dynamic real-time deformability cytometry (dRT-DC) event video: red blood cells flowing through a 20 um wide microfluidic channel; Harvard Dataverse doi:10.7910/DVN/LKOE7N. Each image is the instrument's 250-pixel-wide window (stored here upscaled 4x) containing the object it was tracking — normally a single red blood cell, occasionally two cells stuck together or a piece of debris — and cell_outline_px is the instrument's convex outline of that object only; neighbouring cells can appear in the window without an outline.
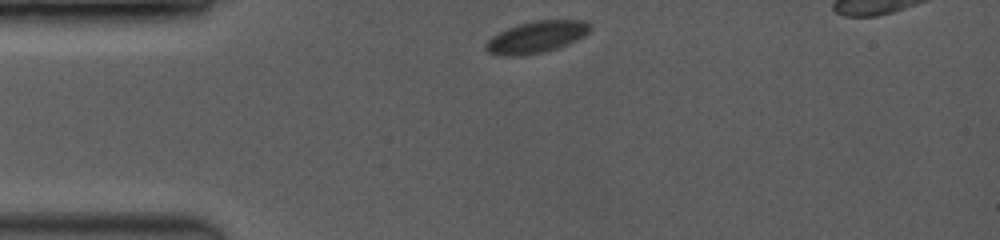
{"species": "common noctule bat (a hibernating species)", "species_latin": "Nyctalus noctula", "temperature_condition": "room temperature", "stored_images_in_passage": 41, "camera_frame_rate_fps": 3500, "um_per_image_px": 0.085, "animal": {"sex": "female", "body_mass_g": 19.0, "forearm_length_mm": 53.3}, "frame": {"image": 1, "passage_image": 1, "time_ms": 0.0, "image_size_px": [1000, 240], "cell_outline_px": [[588, 32], [584, 36], [576, 40], [556, 48], [540, 52], [512, 56], [504, 56], [488, 52], [484, 48], [484, 44], [492, 36], [508, 28], [532, 20], [588, 20]], "centroid_in_image_um": [45.56, 3.13], "position_along_channel_um": 39.4, "area_um2": 18.9}}
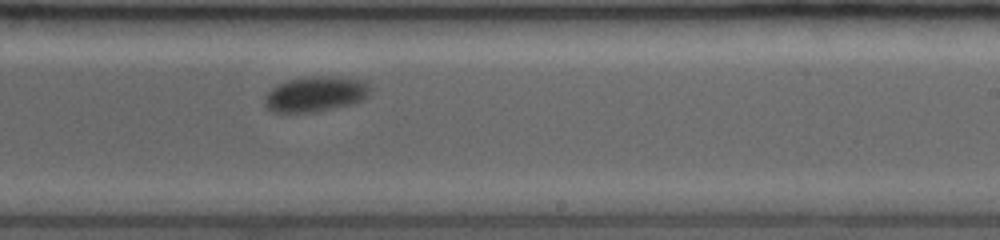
{"frame": {"image": 2, "passage_image": 24, "time_ms": 6.571, "image_size_px": [1000, 240], "cell_outline_px": [[368, 96], [352, 104], [312, 112], [272, 112], [264, 104], [264, 100], [268, 92], [272, 88], [288, 80], [308, 76], [324, 76], [364, 80], [368, 84]], "centroid_in_image_um": [26.79, 7.99], "position_along_channel_um": 262.2, "area_um2": 21.33}}
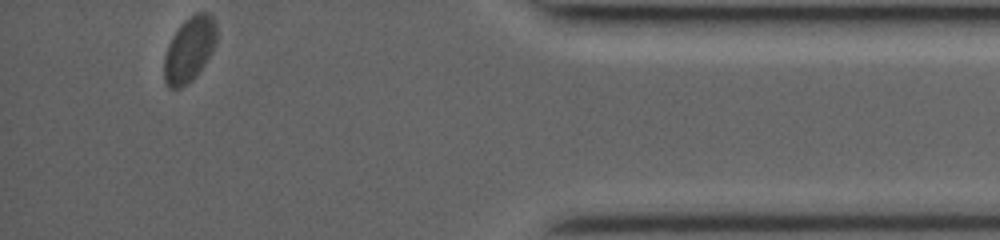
{"frame": {"image": 3, "passage_image": 41, "time_ms": 11.429, "image_size_px": [1000, 240], "cell_outline_px": [[216, 40], [212, 52], [204, 64], [188, 84], [180, 88], [168, 88], [164, 80], [164, 56], [168, 44], [172, 36], [180, 24], [192, 12], [208, 12], [212, 16], [216, 24]], "centroid_in_image_um": [16.08, 4.17], "position_along_channel_um": 419.1, "area_um2": 20.0}}